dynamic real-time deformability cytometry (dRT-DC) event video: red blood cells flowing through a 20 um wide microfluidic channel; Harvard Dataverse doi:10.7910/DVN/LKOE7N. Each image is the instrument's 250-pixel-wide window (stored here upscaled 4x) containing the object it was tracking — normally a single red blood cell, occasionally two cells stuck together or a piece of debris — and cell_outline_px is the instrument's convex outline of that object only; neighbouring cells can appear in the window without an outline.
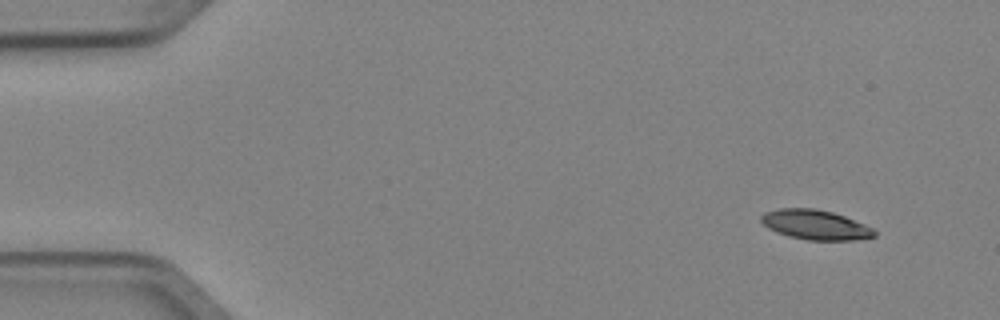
{"species": "Egyptian fruit bat (a non-hibernating species)", "species_latin": "Rousettus aegyptiacus", "temperature_condition": "cold", "stored_images_in_passage": 4, "camera_frame_rate_fps": 3000, "um_per_image_px": 0.085, "animal": {"sex": "female"}, "frame": {"image": 1, "passage_image": 1, "time_ms": 0.0, "image_size_px": [1000, 320], "cell_outline_px": [[876, 236], [852, 240], [808, 240], [788, 236], [776, 232], [768, 228], [760, 220], [760, 216], [764, 212], [780, 208], [812, 208], [832, 212], [844, 216], [864, 224], [872, 228], [876, 232]], "centroid_in_image_um": [69.28, 19.1], "position_along_channel_um": 15.7, "area_um2": 19.54}}
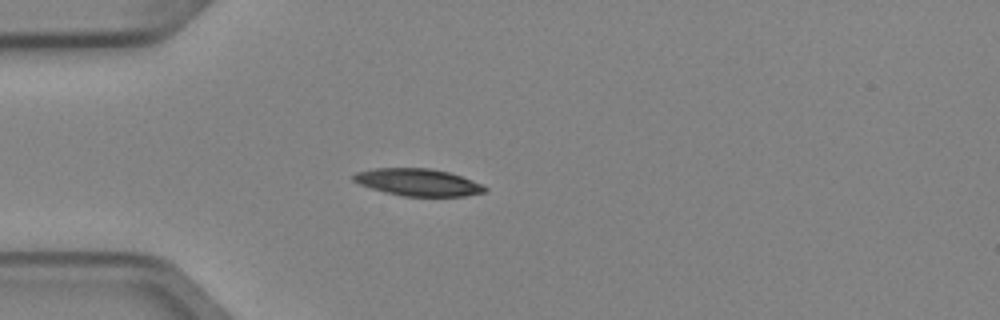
{"frame": {"image": 2, "passage_image": 4, "time_ms": 1.0, "image_size_px": [1000, 320], "cell_outline_px": [[488, 188], [484, 192], [464, 196], [400, 196], [384, 192], [360, 184], [352, 180], [352, 176], [356, 172], [376, 168], [432, 168], [448, 172], [484, 184]], "centroid_in_image_um": [35.54, 15.49], "position_along_channel_um": 49.5, "area_um2": 20.81}}